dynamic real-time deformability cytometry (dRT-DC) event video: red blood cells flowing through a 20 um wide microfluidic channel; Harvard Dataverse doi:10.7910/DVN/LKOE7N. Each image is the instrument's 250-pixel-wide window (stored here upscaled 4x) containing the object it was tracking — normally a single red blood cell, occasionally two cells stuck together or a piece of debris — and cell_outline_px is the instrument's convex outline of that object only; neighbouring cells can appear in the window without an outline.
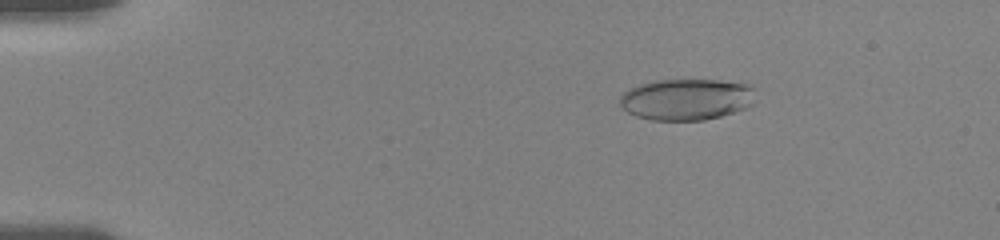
{"species": "human", "species_latin": "Homo sapiens", "temperature_condition": "room temperature", "stored_images_in_passage": 57, "camera_frame_rate_fps": 3000, "um_per_image_px": 0.085, "donor": {"sex": "female"}, "frame": {"image": 1, "passage_image": 10, "time_ms": 3.0, "image_size_px": [1000, 240], "cell_outline_px": [[752, 104], [748, 108], [720, 116], [704, 120], [648, 120], [636, 116], [628, 112], [620, 104], [620, 96], [628, 88], [652, 80], [720, 80], [752, 84]], "centroid_in_image_um": [58.33, 8.44], "position_along_channel_um": 26.7, "area_um2": 32.83}}
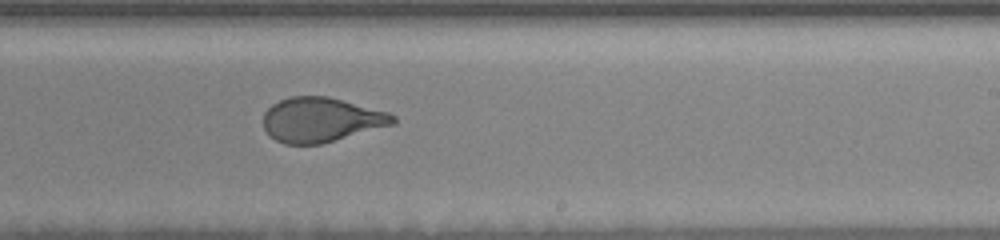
{"frame": {"image": 2, "passage_image": 36, "time_ms": 11.667, "image_size_px": [1000, 240], "cell_outline_px": [[396, 124], [320, 144], [284, 144], [276, 140], [264, 128], [264, 112], [272, 104], [288, 96], [328, 96], [388, 112], [396, 116]], "centroid_in_image_um": [27.31, 10.17], "position_along_channel_um": 261.7, "area_um2": 33.64}}
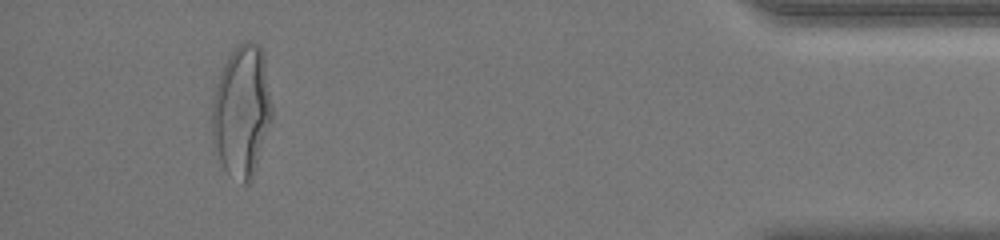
{"frame": {"image": 3, "passage_image": 53, "time_ms": 17.333, "image_size_px": [1000, 240], "cell_outline_px": [[272, 120], [252, 180], [248, 184], [240, 184], [224, 168], [212, 144], [212, 100], [216, 84], [224, 64], [228, 56], [236, 44], [240, 40], [248, 40], [256, 44], [264, 52], [272, 104]], "centroid_in_image_um": [20.56, 9.43], "position_along_channel_um": 414.6, "area_um2": 46.64}, "authors_computed_cell_mechanics": {"area_um2": 35.0268, "velocity_mm_per_s": 3.6371, "shape_relaxation_time_tau1_ms": 4.4905, "shape_relaxation_time_tau2_ms": 0.7903, "deformation_change_tau1": 0.1787, "deformation_change_tau2": 0.0763}}